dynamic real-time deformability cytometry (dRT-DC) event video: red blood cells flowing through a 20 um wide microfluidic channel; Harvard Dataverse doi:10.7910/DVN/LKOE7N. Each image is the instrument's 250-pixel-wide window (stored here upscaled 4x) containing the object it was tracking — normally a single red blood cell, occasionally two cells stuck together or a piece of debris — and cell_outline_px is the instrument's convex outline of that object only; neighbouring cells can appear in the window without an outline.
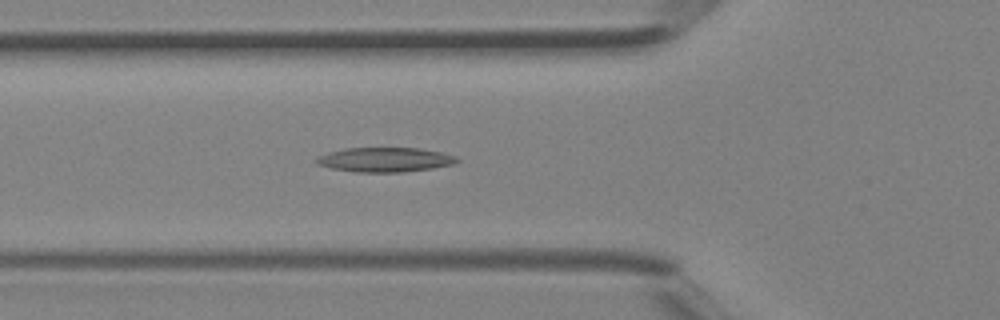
{"species": "Egyptian fruit bat (a non-hibernating species)", "species_latin": "Rousettus aegyptiacus", "temperature_condition": "room temperature", "stored_images_in_passage": 41, "camera_frame_rate_fps": 3000, "um_per_image_px": 0.085, "animal": {"sex": "female"}, "frame": {"image": 1, "passage_image": 14, "time_ms": 4.333, "image_size_px": [1000, 320], "cell_outline_px": [[460, 160], [452, 164], [432, 168], [400, 172], [356, 172], [332, 168], [316, 164], [312, 160], [328, 152], [344, 148], [420, 148], [440, 152], [456, 156]], "centroid_in_image_um": [32.68, 13.57], "position_along_channel_um": 93.1, "area_um2": 20.0}}
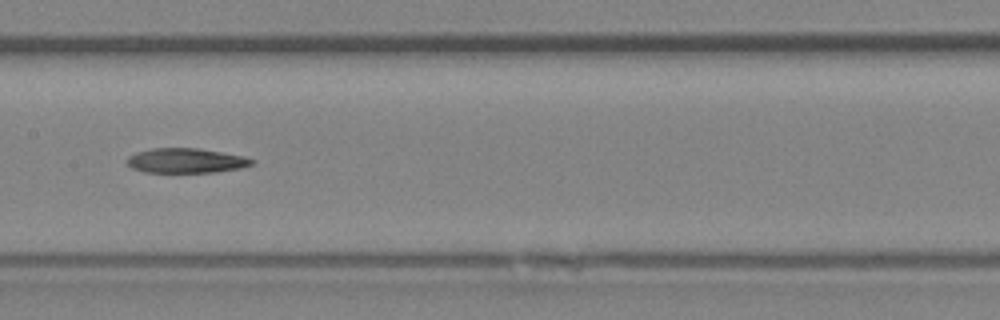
{"frame": {"image": 2, "passage_image": 20, "time_ms": 6.333, "image_size_px": [1000, 320], "cell_outline_px": [[256, 164], [240, 168], [216, 172], [144, 172], [132, 168], [128, 164], [128, 156], [136, 152], [152, 148], [196, 148], [220, 152], [240, 156], [256, 160]], "centroid_in_image_um": [15.81, 13.66], "position_along_channel_um": 191.6, "area_um2": 17.86}}
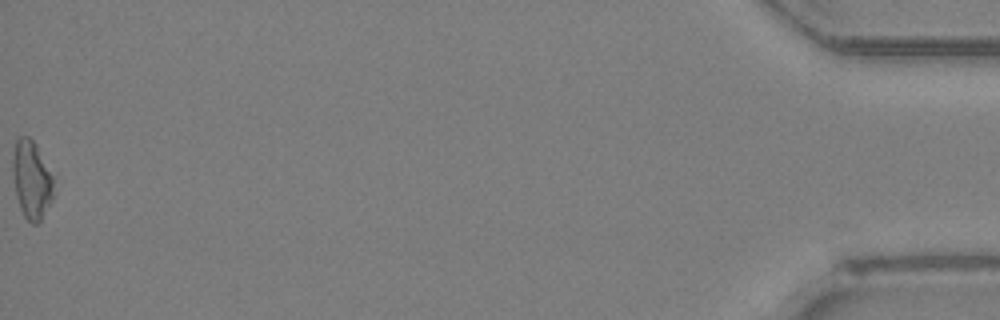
{"frame": {"image": 3, "passage_image": 41, "time_ms": 13.333, "image_size_px": [1000, 320], "cell_outline_px": [[52, 200], [40, 220], [36, 224], [32, 224], [24, 216], [20, 208], [16, 196], [12, 168], [12, 156], [16, 140], [20, 136], [28, 136], [36, 144], [52, 176]], "centroid_in_image_um": [2.65, 15.26], "position_along_channel_um": 432.5, "area_um2": 18.32}}